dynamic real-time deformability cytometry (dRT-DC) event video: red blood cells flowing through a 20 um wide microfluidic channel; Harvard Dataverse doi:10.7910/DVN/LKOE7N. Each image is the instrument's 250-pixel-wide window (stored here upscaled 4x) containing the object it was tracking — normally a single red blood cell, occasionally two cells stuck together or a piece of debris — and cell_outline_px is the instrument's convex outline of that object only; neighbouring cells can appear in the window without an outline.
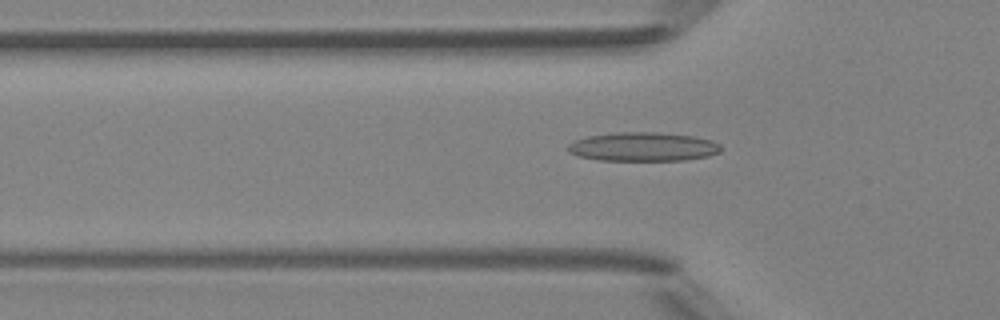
{"species": "Egyptian fruit bat (a non-hibernating species)", "species_latin": "Rousettus aegyptiacus", "temperature_condition": "room temperature", "stored_images_in_passage": 46, "camera_frame_rate_fps": 3000, "um_per_image_px": 0.085, "animal": {"sex": "female"}, "frame": {"image": 1, "passage_image": 13, "time_ms": 4.0, "image_size_px": [1000, 320], "cell_outline_px": [[724, 148], [720, 152], [708, 156], [684, 160], [600, 160], [580, 156], [568, 152], [568, 144], [576, 140], [588, 136], [616, 132], [656, 132], [692, 136], [712, 140], [720, 144]], "centroid_in_image_um": [54.7, 12.47], "position_along_channel_um": 71.1, "area_um2": 25.72}}
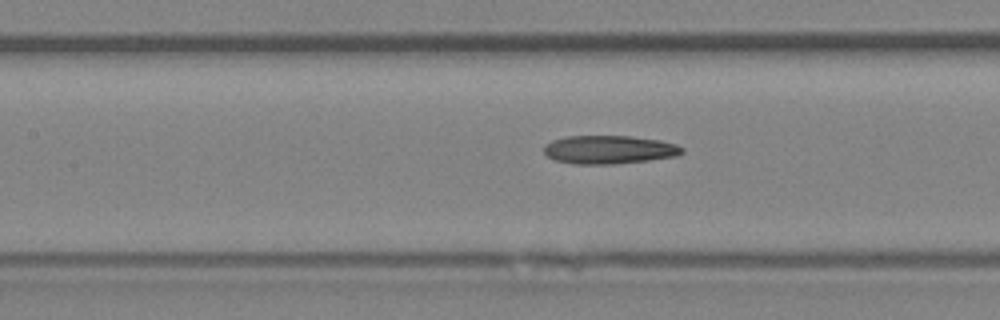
{"frame": {"image": 2, "passage_image": 19, "time_ms": 6.0, "image_size_px": [1000, 320], "cell_outline_px": [[684, 152], [676, 156], [648, 160], [616, 164], [572, 164], [552, 160], [544, 152], [544, 144], [552, 140], [568, 136], [632, 136], [660, 140], [676, 144], [684, 148]], "centroid_in_image_um": [51.76, 12.72], "position_along_channel_um": 155.6, "area_um2": 23.06}}
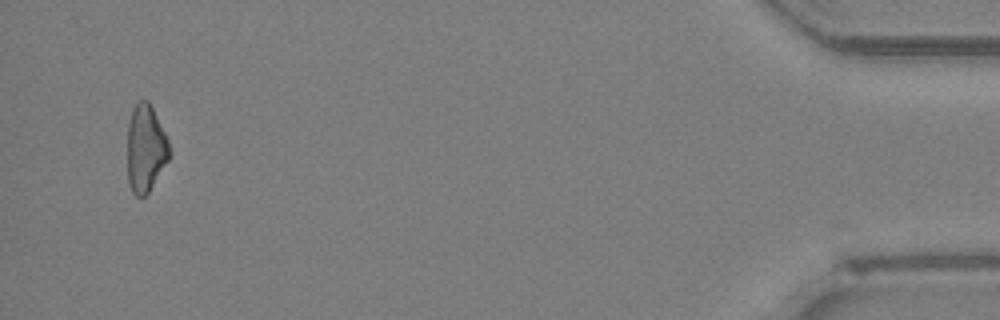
{"frame": {"image": 3, "passage_image": 44, "time_ms": 14.333, "image_size_px": [1000, 320], "cell_outline_px": [[168, 160], [148, 192], [144, 196], [136, 196], [132, 192], [128, 184], [128, 124], [132, 108], [140, 100], [148, 100], [168, 140]], "centroid_in_image_um": [12.34, 12.62], "position_along_channel_um": 422.9, "area_um2": 20.92}, "authors_computed_cell_mechanics": {"area_um2": 22.253, "velocity_mm_per_s": 4.2183, "shape_relaxation_time_tau1_ms": null, "shape_relaxation_time_tau2_ms": 10.241, "deformation_change_tau1": null, "deformation_change_tau2": 0.2679}}